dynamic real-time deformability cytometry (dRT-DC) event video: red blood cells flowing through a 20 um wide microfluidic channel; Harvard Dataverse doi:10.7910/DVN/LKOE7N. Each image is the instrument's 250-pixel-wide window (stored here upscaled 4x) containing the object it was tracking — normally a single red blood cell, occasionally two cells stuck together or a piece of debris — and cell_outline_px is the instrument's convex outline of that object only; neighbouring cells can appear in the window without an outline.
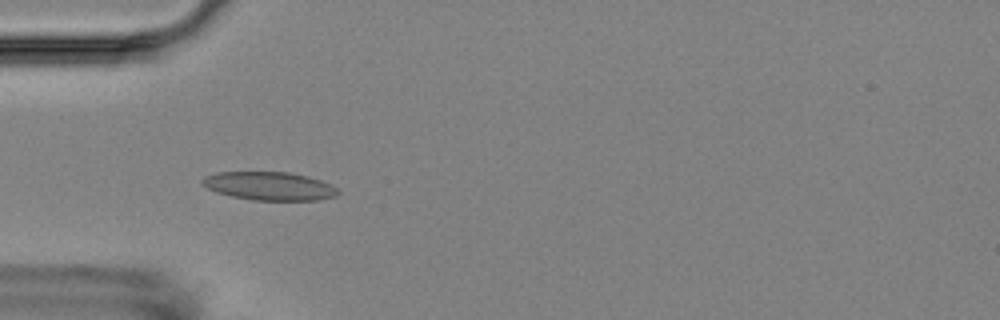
{"species": "Egyptian fruit bat (a non-hibernating species)", "species_latin": "Rousettus aegyptiacus", "temperature_condition": "room temperature", "stored_images_in_passage": 6, "camera_frame_rate_fps": 3000, "um_per_image_px": 0.085, "animal": {"sex": "female"}, "frame": {"image": 1, "passage_image": 5, "time_ms": 4.667, "image_size_px": [1000, 320], "cell_outline_px": [[340, 192], [336, 196], [320, 200], [252, 200], [232, 196], [216, 192], [200, 184], [200, 180], [204, 176], [216, 172], [288, 172], [308, 176], [320, 180], [336, 188]], "centroid_in_image_um": [22.86, 15.81], "position_along_channel_um": 62.1, "area_um2": 22.48}}